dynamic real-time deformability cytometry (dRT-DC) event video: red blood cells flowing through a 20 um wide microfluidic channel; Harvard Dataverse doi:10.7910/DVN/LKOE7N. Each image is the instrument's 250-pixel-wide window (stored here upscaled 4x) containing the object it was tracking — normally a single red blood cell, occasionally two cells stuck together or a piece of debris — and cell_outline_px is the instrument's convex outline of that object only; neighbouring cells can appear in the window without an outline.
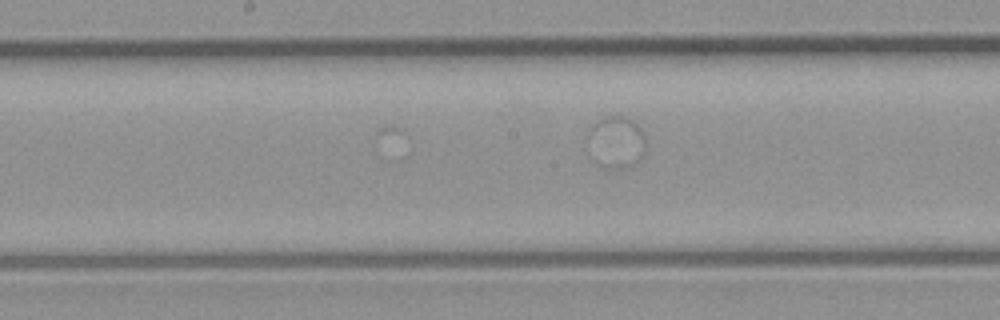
{"species": "common noctule bat (a hibernating species)", "species_latin": "Nyctalus noctula", "temperature_condition": "room temperature", "stored_images_in_passage": 13, "camera_frame_rate_fps": 3000, "um_per_image_px": 0.085, "animal": {"sex": "male", "body_mass_g": 23.1, "forearm_length_mm": 52.7}, "frame": {"image": 1, "passage_image": 13, "time_ms": 4.0, "image_size_px": [1000, 320], "cell_outline_px": [[644, 152], [632, 164], [620, 168], [604, 168], [588, 160], [588, 132], [592, 124], [596, 120], [604, 116], [624, 116], [632, 120], [640, 128], [644, 136]], "centroid_in_image_um": [52.27, 12.08], "position_along_channel_um": 195.9, "area_um2": 17.86}}